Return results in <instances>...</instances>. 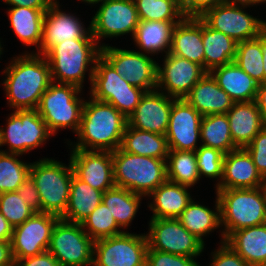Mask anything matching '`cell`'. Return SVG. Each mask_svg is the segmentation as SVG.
I'll return each mask as SVG.
<instances>
[{
    "label": "cell",
    "mask_w": 266,
    "mask_h": 266,
    "mask_svg": "<svg viewBox=\"0 0 266 266\" xmlns=\"http://www.w3.org/2000/svg\"><path fill=\"white\" fill-rule=\"evenodd\" d=\"M11 60L2 71L5 75L2 86L9 107L14 110L37 109L41 96L52 82L45 55L32 51Z\"/></svg>",
    "instance_id": "cell-1"
},
{
    "label": "cell",
    "mask_w": 266,
    "mask_h": 266,
    "mask_svg": "<svg viewBox=\"0 0 266 266\" xmlns=\"http://www.w3.org/2000/svg\"><path fill=\"white\" fill-rule=\"evenodd\" d=\"M127 118L113 105L90 96L85 100L77 142L71 149L114 152L121 147Z\"/></svg>",
    "instance_id": "cell-2"
},
{
    "label": "cell",
    "mask_w": 266,
    "mask_h": 266,
    "mask_svg": "<svg viewBox=\"0 0 266 266\" xmlns=\"http://www.w3.org/2000/svg\"><path fill=\"white\" fill-rule=\"evenodd\" d=\"M100 55L101 47L90 31L82 39L65 40L55 45L45 57L49 63L53 82L73 84L83 89L84 78L88 71L91 85L95 63Z\"/></svg>",
    "instance_id": "cell-3"
},
{
    "label": "cell",
    "mask_w": 266,
    "mask_h": 266,
    "mask_svg": "<svg viewBox=\"0 0 266 266\" xmlns=\"http://www.w3.org/2000/svg\"><path fill=\"white\" fill-rule=\"evenodd\" d=\"M215 191L223 227L220 243L225 242L233 231L266 223V196L262 187Z\"/></svg>",
    "instance_id": "cell-4"
},
{
    "label": "cell",
    "mask_w": 266,
    "mask_h": 266,
    "mask_svg": "<svg viewBox=\"0 0 266 266\" xmlns=\"http://www.w3.org/2000/svg\"><path fill=\"white\" fill-rule=\"evenodd\" d=\"M115 186L144 197L167 181L166 160L135 155L118 148L112 152Z\"/></svg>",
    "instance_id": "cell-5"
},
{
    "label": "cell",
    "mask_w": 266,
    "mask_h": 266,
    "mask_svg": "<svg viewBox=\"0 0 266 266\" xmlns=\"http://www.w3.org/2000/svg\"><path fill=\"white\" fill-rule=\"evenodd\" d=\"M55 159L43 158L31 163L29 176L41 198V213L62 217L68 204L73 168Z\"/></svg>",
    "instance_id": "cell-6"
},
{
    "label": "cell",
    "mask_w": 266,
    "mask_h": 266,
    "mask_svg": "<svg viewBox=\"0 0 266 266\" xmlns=\"http://www.w3.org/2000/svg\"><path fill=\"white\" fill-rule=\"evenodd\" d=\"M81 91L76 85L52 81L41 96L37 111L53 136L60 128L71 129L75 134L79 131L85 103L79 96Z\"/></svg>",
    "instance_id": "cell-7"
},
{
    "label": "cell",
    "mask_w": 266,
    "mask_h": 266,
    "mask_svg": "<svg viewBox=\"0 0 266 266\" xmlns=\"http://www.w3.org/2000/svg\"><path fill=\"white\" fill-rule=\"evenodd\" d=\"M145 91L132 86L100 55L95 63L89 95L113 105L127 119L136 109Z\"/></svg>",
    "instance_id": "cell-8"
},
{
    "label": "cell",
    "mask_w": 266,
    "mask_h": 266,
    "mask_svg": "<svg viewBox=\"0 0 266 266\" xmlns=\"http://www.w3.org/2000/svg\"><path fill=\"white\" fill-rule=\"evenodd\" d=\"M257 4L232 0L207 10L200 18L210 28L226 34L239 43L257 38L266 30V21L245 12L247 7Z\"/></svg>",
    "instance_id": "cell-9"
},
{
    "label": "cell",
    "mask_w": 266,
    "mask_h": 266,
    "mask_svg": "<svg viewBox=\"0 0 266 266\" xmlns=\"http://www.w3.org/2000/svg\"><path fill=\"white\" fill-rule=\"evenodd\" d=\"M6 121L7 126L0 127V147L6 144L8 151L2 152L22 156L53 136L37 109L13 110Z\"/></svg>",
    "instance_id": "cell-10"
},
{
    "label": "cell",
    "mask_w": 266,
    "mask_h": 266,
    "mask_svg": "<svg viewBox=\"0 0 266 266\" xmlns=\"http://www.w3.org/2000/svg\"><path fill=\"white\" fill-rule=\"evenodd\" d=\"M94 240L82 224L59 219L47 249L60 266H93Z\"/></svg>",
    "instance_id": "cell-11"
},
{
    "label": "cell",
    "mask_w": 266,
    "mask_h": 266,
    "mask_svg": "<svg viewBox=\"0 0 266 266\" xmlns=\"http://www.w3.org/2000/svg\"><path fill=\"white\" fill-rule=\"evenodd\" d=\"M148 242L145 233L122 234L94 242L93 266H146Z\"/></svg>",
    "instance_id": "cell-12"
},
{
    "label": "cell",
    "mask_w": 266,
    "mask_h": 266,
    "mask_svg": "<svg viewBox=\"0 0 266 266\" xmlns=\"http://www.w3.org/2000/svg\"><path fill=\"white\" fill-rule=\"evenodd\" d=\"M101 55L114 67L115 71L132 86L145 92L157 89V62L135 50H126L100 44Z\"/></svg>",
    "instance_id": "cell-13"
},
{
    "label": "cell",
    "mask_w": 266,
    "mask_h": 266,
    "mask_svg": "<svg viewBox=\"0 0 266 266\" xmlns=\"http://www.w3.org/2000/svg\"><path fill=\"white\" fill-rule=\"evenodd\" d=\"M146 238L148 249L197 257L204 251V244L187 231L178 219L151 218Z\"/></svg>",
    "instance_id": "cell-14"
},
{
    "label": "cell",
    "mask_w": 266,
    "mask_h": 266,
    "mask_svg": "<svg viewBox=\"0 0 266 266\" xmlns=\"http://www.w3.org/2000/svg\"><path fill=\"white\" fill-rule=\"evenodd\" d=\"M99 5L90 21L93 37L100 44L101 39L131 34L133 37L140 22L134 0H105Z\"/></svg>",
    "instance_id": "cell-15"
},
{
    "label": "cell",
    "mask_w": 266,
    "mask_h": 266,
    "mask_svg": "<svg viewBox=\"0 0 266 266\" xmlns=\"http://www.w3.org/2000/svg\"><path fill=\"white\" fill-rule=\"evenodd\" d=\"M60 217L49 213H35L13 228L11 248L14 260L46 252L54 226Z\"/></svg>",
    "instance_id": "cell-16"
},
{
    "label": "cell",
    "mask_w": 266,
    "mask_h": 266,
    "mask_svg": "<svg viewBox=\"0 0 266 266\" xmlns=\"http://www.w3.org/2000/svg\"><path fill=\"white\" fill-rule=\"evenodd\" d=\"M164 56L163 65L157 64V90L175 99H183L207 71L186 58L170 53Z\"/></svg>",
    "instance_id": "cell-17"
},
{
    "label": "cell",
    "mask_w": 266,
    "mask_h": 266,
    "mask_svg": "<svg viewBox=\"0 0 266 266\" xmlns=\"http://www.w3.org/2000/svg\"><path fill=\"white\" fill-rule=\"evenodd\" d=\"M201 119L202 115L184 98L174 99L165 134L169 150L196 151Z\"/></svg>",
    "instance_id": "cell-18"
},
{
    "label": "cell",
    "mask_w": 266,
    "mask_h": 266,
    "mask_svg": "<svg viewBox=\"0 0 266 266\" xmlns=\"http://www.w3.org/2000/svg\"><path fill=\"white\" fill-rule=\"evenodd\" d=\"M70 150L71 165L78 179L102 192L115 186L112 152Z\"/></svg>",
    "instance_id": "cell-19"
},
{
    "label": "cell",
    "mask_w": 266,
    "mask_h": 266,
    "mask_svg": "<svg viewBox=\"0 0 266 266\" xmlns=\"http://www.w3.org/2000/svg\"><path fill=\"white\" fill-rule=\"evenodd\" d=\"M59 5L58 0H55L45 12L41 45L35 52L37 54L46 55L62 41L82 39L91 31L90 25L86 29L79 17L70 12H63Z\"/></svg>",
    "instance_id": "cell-20"
},
{
    "label": "cell",
    "mask_w": 266,
    "mask_h": 266,
    "mask_svg": "<svg viewBox=\"0 0 266 266\" xmlns=\"http://www.w3.org/2000/svg\"><path fill=\"white\" fill-rule=\"evenodd\" d=\"M174 99L157 89L145 92L127 119V125L138 130L165 135Z\"/></svg>",
    "instance_id": "cell-21"
},
{
    "label": "cell",
    "mask_w": 266,
    "mask_h": 266,
    "mask_svg": "<svg viewBox=\"0 0 266 266\" xmlns=\"http://www.w3.org/2000/svg\"><path fill=\"white\" fill-rule=\"evenodd\" d=\"M263 181L250 154L244 148H238L225 154L223 177L216 189L258 188L262 187Z\"/></svg>",
    "instance_id": "cell-22"
},
{
    "label": "cell",
    "mask_w": 266,
    "mask_h": 266,
    "mask_svg": "<svg viewBox=\"0 0 266 266\" xmlns=\"http://www.w3.org/2000/svg\"><path fill=\"white\" fill-rule=\"evenodd\" d=\"M226 114L232 140L237 148L247 147L252 139L266 126L255 100L234 102L232 108Z\"/></svg>",
    "instance_id": "cell-23"
},
{
    "label": "cell",
    "mask_w": 266,
    "mask_h": 266,
    "mask_svg": "<svg viewBox=\"0 0 266 266\" xmlns=\"http://www.w3.org/2000/svg\"><path fill=\"white\" fill-rule=\"evenodd\" d=\"M169 53L204 67L202 19L200 17H184L174 26Z\"/></svg>",
    "instance_id": "cell-24"
},
{
    "label": "cell",
    "mask_w": 266,
    "mask_h": 266,
    "mask_svg": "<svg viewBox=\"0 0 266 266\" xmlns=\"http://www.w3.org/2000/svg\"><path fill=\"white\" fill-rule=\"evenodd\" d=\"M202 116L227 113L234 103L207 72L184 97Z\"/></svg>",
    "instance_id": "cell-25"
},
{
    "label": "cell",
    "mask_w": 266,
    "mask_h": 266,
    "mask_svg": "<svg viewBox=\"0 0 266 266\" xmlns=\"http://www.w3.org/2000/svg\"><path fill=\"white\" fill-rule=\"evenodd\" d=\"M225 243L250 266H266V223L233 231Z\"/></svg>",
    "instance_id": "cell-26"
},
{
    "label": "cell",
    "mask_w": 266,
    "mask_h": 266,
    "mask_svg": "<svg viewBox=\"0 0 266 266\" xmlns=\"http://www.w3.org/2000/svg\"><path fill=\"white\" fill-rule=\"evenodd\" d=\"M190 187L166 181L157 187L148 197L152 199L148 207L151 218L177 219L192 201L188 191Z\"/></svg>",
    "instance_id": "cell-27"
},
{
    "label": "cell",
    "mask_w": 266,
    "mask_h": 266,
    "mask_svg": "<svg viewBox=\"0 0 266 266\" xmlns=\"http://www.w3.org/2000/svg\"><path fill=\"white\" fill-rule=\"evenodd\" d=\"M234 102L254 101L258 83L235 62L216 67L209 72Z\"/></svg>",
    "instance_id": "cell-28"
},
{
    "label": "cell",
    "mask_w": 266,
    "mask_h": 266,
    "mask_svg": "<svg viewBox=\"0 0 266 266\" xmlns=\"http://www.w3.org/2000/svg\"><path fill=\"white\" fill-rule=\"evenodd\" d=\"M180 21H143L140 20L133 35L136 46L143 54H168L171 46L172 31ZM143 51V52H142Z\"/></svg>",
    "instance_id": "cell-29"
},
{
    "label": "cell",
    "mask_w": 266,
    "mask_h": 266,
    "mask_svg": "<svg viewBox=\"0 0 266 266\" xmlns=\"http://www.w3.org/2000/svg\"><path fill=\"white\" fill-rule=\"evenodd\" d=\"M48 9L28 7L8 8L7 15L13 32L22 44L34 46L39 50L42 40L43 20Z\"/></svg>",
    "instance_id": "cell-30"
},
{
    "label": "cell",
    "mask_w": 266,
    "mask_h": 266,
    "mask_svg": "<svg viewBox=\"0 0 266 266\" xmlns=\"http://www.w3.org/2000/svg\"><path fill=\"white\" fill-rule=\"evenodd\" d=\"M103 193L73 174L68 204L61 219L81 224L102 202Z\"/></svg>",
    "instance_id": "cell-31"
},
{
    "label": "cell",
    "mask_w": 266,
    "mask_h": 266,
    "mask_svg": "<svg viewBox=\"0 0 266 266\" xmlns=\"http://www.w3.org/2000/svg\"><path fill=\"white\" fill-rule=\"evenodd\" d=\"M202 41L204 46V69H212L234 62L237 42L226 34L210 28L202 20Z\"/></svg>",
    "instance_id": "cell-32"
},
{
    "label": "cell",
    "mask_w": 266,
    "mask_h": 266,
    "mask_svg": "<svg viewBox=\"0 0 266 266\" xmlns=\"http://www.w3.org/2000/svg\"><path fill=\"white\" fill-rule=\"evenodd\" d=\"M123 151L166 160L169 152L165 135L138 130L126 125L120 147Z\"/></svg>",
    "instance_id": "cell-33"
},
{
    "label": "cell",
    "mask_w": 266,
    "mask_h": 266,
    "mask_svg": "<svg viewBox=\"0 0 266 266\" xmlns=\"http://www.w3.org/2000/svg\"><path fill=\"white\" fill-rule=\"evenodd\" d=\"M215 210V211H214ZM196 203L193 199L177 218L183 227L199 239L204 245V236L220 228V204L216 196L215 209Z\"/></svg>",
    "instance_id": "cell-34"
},
{
    "label": "cell",
    "mask_w": 266,
    "mask_h": 266,
    "mask_svg": "<svg viewBox=\"0 0 266 266\" xmlns=\"http://www.w3.org/2000/svg\"><path fill=\"white\" fill-rule=\"evenodd\" d=\"M144 196L123 187L114 186L103 193L102 202L108 207L120 228L130 226Z\"/></svg>",
    "instance_id": "cell-35"
},
{
    "label": "cell",
    "mask_w": 266,
    "mask_h": 266,
    "mask_svg": "<svg viewBox=\"0 0 266 266\" xmlns=\"http://www.w3.org/2000/svg\"><path fill=\"white\" fill-rule=\"evenodd\" d=\"M200 140L201 145L218 149L224 154L238 149L232 140L226 113L202 116Z\"/></svg>",
    "instance_id": "cell-36"
},
{
    "label": "cell",
    "mask_w": 266,
    "mask_h": 266,
    "mask_svg": "<svg viewBox=\"0 0 266 266\" xmlns=\"http://www.w3.org/2000/svg\"><path fill=\"white\" fill-rule=\"evenodd\" d=\"M166 169L170 182L191 188L200 181L195 151L169 150Z\"/></svg>",
    "instance_id": "cell-37"
},
{
    "label": "cell",
    "mask_w": 266,
    "mask_h": 266,
    "mask_svg": "<svg viewBox=\"0 0 266 266\" xmlns=\"http://www.w3.org/2000/svg\"><path fill=\"white\" fill-rule=\"evenodd\" d=\"M262 34L254 39L237 43L234 62L258 84L264 83Z\"/></svg>",
    "instance_id": "cell-38"
},
{
    "label": "cell",
    "mask_w": 266,
    "mask_h": 266,
    "mask_svg": "<svg viewBox=\"0 0 266 266\" xmlns=\"http://www.w3.org/2000/svg\"><path fill=\"white\" fill-rule=\"evenodd\" d=\"M18 156L0 151V193L17 191L29 176L31 163L19 160Z\"/></svg>",
    "instance_id": "cell-39"
},
{
    "label": "cell",
    "mask_w": 266,
    "mask_h": 266,
    "mask_svg": "<svg viewBox=\"0 0 266 266\" xmlns=\"http://www.w3.org/2000/svg\"><path fill=\"white\" fill-rule=\"evenodd\" d=\"M140 20L181 21L184 16L178 0H134Z\"/></svg>",
    "instance_id": "cell-40"
},
{
    "label": "cell",
    "mask_w": 266,
    "mask_h": 266,
    "mask_svg": "<svg viewBox=\"0 0 266 266\" xmlns=\"http://www.w3.org/2000/svg\"><path fill=\"white\" fill-rule=\"evenodd\" d=\"M81 224L85 233L94 241L124 232L103 202Z\"/></svg>",
    "instance_id": "cell-41"
},
{
    "label": "cell",
    "mask_w": 266,
    "mask_h": 266,
    "mask_svg": "<svg viewBox=\"0 0 266 266\" xmlns=\"http://www.w3.org/2000/svg\"><path fill=\"white\" fill-rule=\"evenodd\" d=\"M0 213L14 228L24 223L36 212L28 206L17 191L0 193Z\"/></svg>",
    "instance_id": "cell-42"
},
{
    "label": "cell",
    "mask_w": 266,
    "mask_h": 266,
    "mask_svg": "<svg viewBox=\"0 0 266 266\" xmlns=\"http://www.w3.org/2000/svg\"><path fill=\"white\" fill-rule=\"evenodd\" d=\"M200 178H215L218 186L223 177V160L225 154L220 150L199 145L195 151ZM219 181V182H218Z\"/></svg>",
    "instance_id": "cell-43"
},
{
    "label": "cell",
    "mask_w": 266,
    "mask_h": 266,
    "mask_svg": "<svg viewBox=\"0 0 266 266\" xmlns=\"http://www.w3.org/2000/svg\"><path fill=\"white\" fill-rule=\"evenodd\" d=\"M196 258L147 249L146 266H200Z\"/></svg>",
    "instance_id": "cell-44"
},
{
    "label": "cell",
    "mask_w": 266,
    "mask_h": 266,
    "mask_svg": "<svg viewBox=\"0 0 266 266\" xmlns=\"http://www.w3.org/2000/svg\"><path fill=\"white\" fill-rule=\"evenodd\" d=\"M244 149L250 154L260 175L266 178V126Z\"/></svg>",
    "instance_id": "cell-45"
},
{
    "label": "cell",
    "mask_w": 266,
    "mask_h": 266,
    "mask_svg": "<svg viewBox=\"0 0 266 266\" xmlns=\"http://www.w3.org/2000/svg\"><path fill=\"white\" fill-rule=\"evenodd\" d=\"M211 256L212 262L209 266H250L225 242H222Z\"/></svg>",
    "instance_id": "cell-46"
},
{
    "label": "cell",
    "mask_w": 266,
    "mask_h": 266,
    "mask_svg": "<svg viewBox=\"0 0 266 266\" xmlns=\"http://www.w3.org/2000/svg\"><path fill=\"white\" fill-rule=\"evenodd\" d=\"M232 0H180V7L184 17H201L207 10Z\"/></svg>",
    "instance_id": "cell-47"
},
{
    "label": "cell",
    "mask_w": 266,
    "mask_h": 266,
    "mask_svg": "<svg viewBox=\"0 0 266 266\" xmlns=\"http://www.w3.org/2000/svg\"><path fill=\"white\" fill-rule=\"evenodd\" d=\"M19 196L36 213H41V198L32 178L28 176L17 190Z\"/></svg>",
    "instance_id": "cell-48"
},
{
    "label": "cell",
    "mask_w": 266,
    "mask_h": 266,
    "mask_svg": "<svg viewBox=\"0 0 266 266\" xmlns=\"http://www.w3.org/2000/svg\"><path fill=\"white\" fill-rule=\"evenodd\" d=\"M14 266H60L54 256L46 251L39 255L15 260Z\"/></svg>",
    "instance_id": "cell-49"
},
{
    "label": "cell",
    "mask_w": 266,
    "mask_h": 266,
    "mask_svg": "<svg viewBox=\"0 0 266 266\" xmlns=\"http://www.w3.org/2000/svg\"><path fill=\"white\" fill-rule=\"evenodd\" d=\"M12 7H28L32 9H48L55 0H2Z\"/></svg>",
    "instance_id": "cell-50"
},
{
    "label": "cell",
    "mask_w": 266,
    "mask_h": 266,
    "mask_svg": "<svg viewBox=\"0 0 266 266\" xmlns=\"http://www.w3.org/2000/svg\"><path fill=\"white\" fill-rule=\"evenodd\" d=\"M11 242L0 241V266H14Z\"/></svg>",
    "instance_id": "cell-51"
},
{
    "label": "cell",
    "mask_w": 266,
    "mask_h": 266,
    "mask_svg": "<svg viewBox=\"0 0 266 266\" xmlns=\"http://www.w3.org/2000/svg\"><path fill=\"white\" fill-rule=\"evenodd\" d=\"M263 121L266 123V82L258 85L257 96L255 99Z\"/></svg>",
    "instance_id": "cell-52"
},
{
    "label": "cell",
    "mask_w": 266,
    "mask_h": 266,
    "mask_svg": "<svg viewBox=\"0 0 266 266\" xmlns=\"http://www.w3.org/2000/svg\"><path fill=\"white\" fill-rule=\"evenodd\" d=\"M13 227L7 219L0 213V241H11Z\"/></svg>",
    "instance_id": "cell-53"
},
{
    "label": "cell",
    "mask_w": 266,
    "mask_h": 266,
    "mask_svg": "<svg viewBox=\"0 0 266 266\" xmlns=\"http://www.w3.org/2000/svg\"><path fill=\"white\" fill-rule=\"evenodd\" d=\"M262 55H263V70L264 82H266V30L262 33Z\"/></svg>",
    "instance_id": "cell-54"
},
{
    "label": "cell",
    "mask_w": 266,
    "mask_h": 266,
    "mask_svg": "<svg viewBox=\"0 0 266 266\" xmlns=\"http://www.w3.org/2000/svg\"><path fill=\"white\" fill-rule=\"evenodd\" d=\"M81 2L88 3L91 5L99 4V2L105 1V0H80Z\"/></svg>",
    "instance_id": "cell-55"
},
{
    "label": "cell",
    "mask_w": 266,
    "mask_h": 266,
    "mask_svg": "<svg viewBox=\"0 0 266 266\" xmlns=\"http://www.w3.org/2000/svg\"><path fill=\"white\" fill-rule=\"evenodd\" d=\"M237 1L254 2V3H258V4L266 3V0H237Z\"/></svg>",
    "instance_id": "cell-56"
},
{
    "label": "cell",
    "mask_w": 266,
    "mask_h": 266,
    "mask_svg": "<svg viewBox=\"0 0 266 266\" xmlns=\"http://www.w3.org/2000/svg\"><path fill=\"white\" fill-rule=\"evenodd\" d=\"M262 188H263L265 196H266V178H264Z\"/></svg>",
    "instance_id": "cell-57"
},
{
    "label": "cell",
    "mask_w": 266,
    "mask_h": 266,
    "mask_svg": "<svg viewBox=\"0 0 266 266\" xmlns=\"http://www.w3.org/2000/svg\"><path fill=\"white\" fill-rule=\"evenodd\" d=\"M1 41V40H0ZM3 54V47H2V44H1V42H0V57H1V55Z\"/></svg>",
    "instance_id": "cell-58"
}]
</instances>
